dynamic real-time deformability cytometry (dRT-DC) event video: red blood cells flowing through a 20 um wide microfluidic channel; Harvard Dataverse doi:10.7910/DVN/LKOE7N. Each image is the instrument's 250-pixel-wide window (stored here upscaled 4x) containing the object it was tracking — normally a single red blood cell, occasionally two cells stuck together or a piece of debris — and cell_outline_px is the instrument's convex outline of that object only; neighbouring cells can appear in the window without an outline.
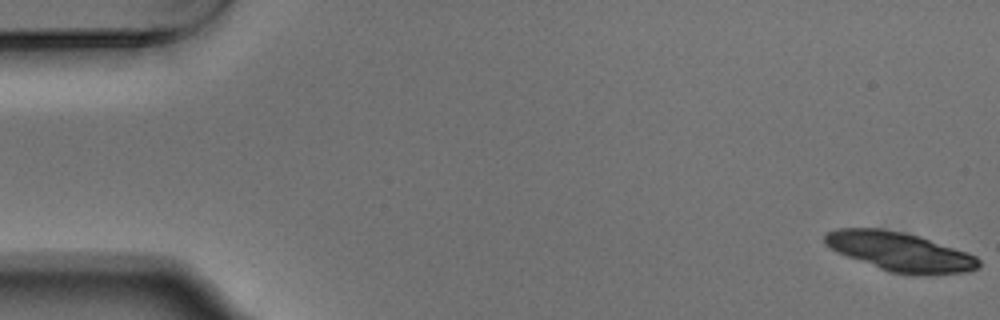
{"species": "Egyptian fruit bat (a non-hibernating species)", "species_latin": "Rousettus aegyptiacus", "temperature_condition": "warm", "stored_images_in_passage": 55, "camera_frame_rate_fps": 3000, "um_per_image_px": 0.085, "animal": {"sex": "male"}, "frame": {"image": 1, "passage_image": 1, "time_ms": 0.0, "image_size_px": [1000, 320], "cell_outline_px": [[980, 264], [976, 268], [964, 272], [888, 272], [836, 252], [824, 244], [824, 236], [828, 232], [836, 228], [880, 228], [904, 232], [920, 236], [968, 252], [976, 256], [980, 260]], "centroid_in_image_um": [76.41, 21.34], "position_along_channel_um": 8.6, "area_um2": 34.16}}
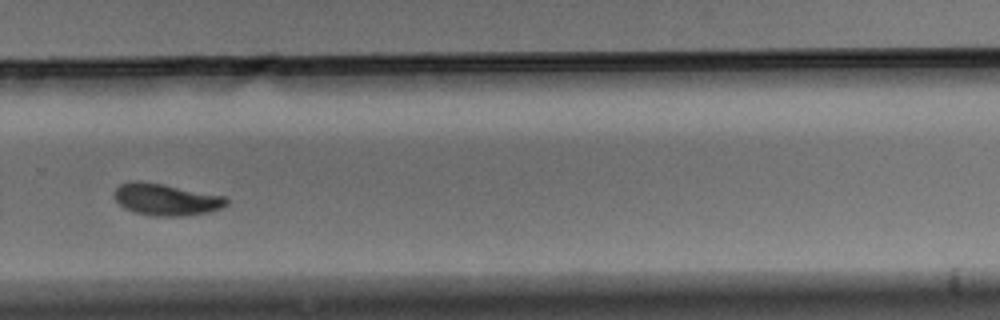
{"frame": {"image": 2, "passage_image": 38, "time_ms": 12.333, "image_size_px": [1000, 320], "cell_outline_px": [[228, 204], [212, 212], [184, 216], [152, 216], [132, 212], [124, 208], [112, 196], [112, 192], [120, 184], [136, 180], [140, 180], [164, 184], [228, 196]], "centroid_in_image_um": [14.12, 16.95], "position_along_channel_um": 315.7, "area_um2": 21.33}}
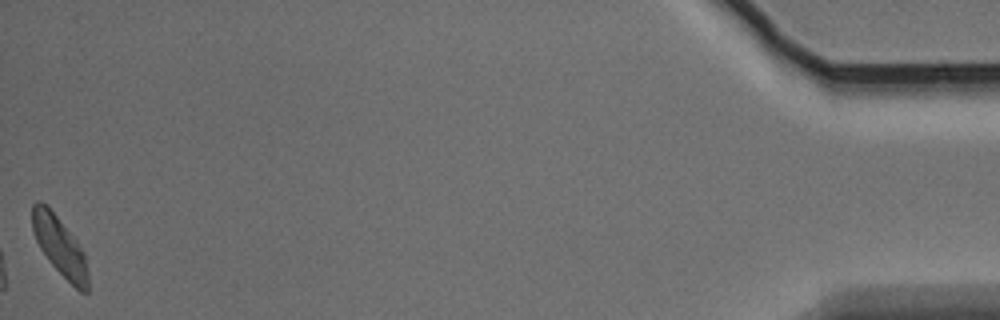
{"frame": {"image": 3, "passage_image": 55, "time_ms": 18.0, "image_size_px": [1000, 320], "cell_outline_px": [[88, 292], [80, 292], [48, 260], [40, 248], [36, 240], [32, 228], [32, 204], [36, 200], [40, 200], [56, 216], [72, 236], [84, 252], [88, 272]], "centroid_in_image_um": [5.07, 20.94], "position_along_channel_um": 430.1, "area_um2": 18.67}, "authors_computed_cell_mechanics": {"area_um2": 22.0218, "velocity_mm_per_s": 3.7017, "shape_relaxation_time_tau1_ms": 1.5828, "shape_relaxation_time_tau2_ms": 7.1518, "deformation_change_tau1": 0.1201, "deformation_change_tau2": 0.093}}